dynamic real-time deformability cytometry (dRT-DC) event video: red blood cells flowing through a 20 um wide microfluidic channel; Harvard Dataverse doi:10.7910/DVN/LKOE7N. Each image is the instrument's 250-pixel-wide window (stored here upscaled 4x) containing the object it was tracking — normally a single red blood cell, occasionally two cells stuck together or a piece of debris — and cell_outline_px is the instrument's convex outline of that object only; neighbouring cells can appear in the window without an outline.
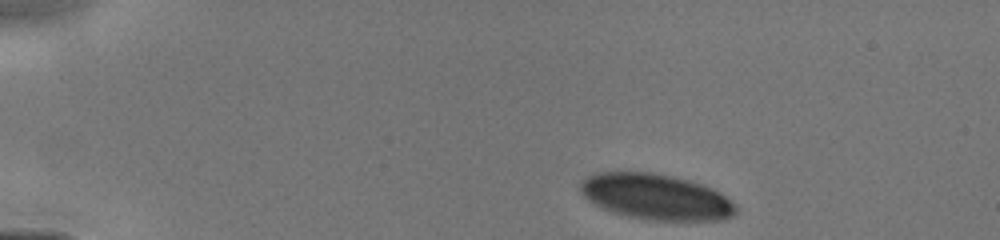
{"species": "human", "species_latin": "Homo sapiens", "temperature_condition": "cold", "stored_images_in_passage": 6, "camera_frame_rate_fps": 3000, "um_per_image_px": 0.085, "donor": {"sex": "male"}, "frame": {"image": 1, "passage_image": 1, "time_ms": 0.0, "image_size_px": [1000, 240], "cell_outline_px": [[736, 212], [732, 216], [720, 220], [652, 220], [628, 216], [612, 212], [588, 200], [580, 192], [580, 180], [596, 172], [652, 172], [672, 176], [704, 184], [712, 188], [724, 196], [736, 208]], "centroid_in_image_um": [55.71, 16.72], "position_along_channel_um": 29.3, "area_um2": 41.15}}
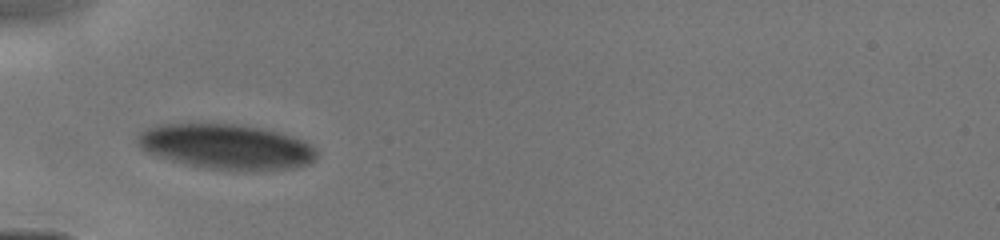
{"frame": {"image": 2, "passage_image": 5, "time_ms": 2.667, "image_size_px": [1000, 240], "cell_outline_px": [[316, 160], [308, 164], [296, 168], [208, 168], [188, 164], [160, 156], [148, 152], [136, 144], [136, 140], [140, 132], [144, 128], [156, 124], [240, 124], [280, 132], [304, 140], [316, 148]], "centroid_in_image_um": [19.23, 12.42], "position_along_channel_um": 65.8, "area_um2": 46.18}}